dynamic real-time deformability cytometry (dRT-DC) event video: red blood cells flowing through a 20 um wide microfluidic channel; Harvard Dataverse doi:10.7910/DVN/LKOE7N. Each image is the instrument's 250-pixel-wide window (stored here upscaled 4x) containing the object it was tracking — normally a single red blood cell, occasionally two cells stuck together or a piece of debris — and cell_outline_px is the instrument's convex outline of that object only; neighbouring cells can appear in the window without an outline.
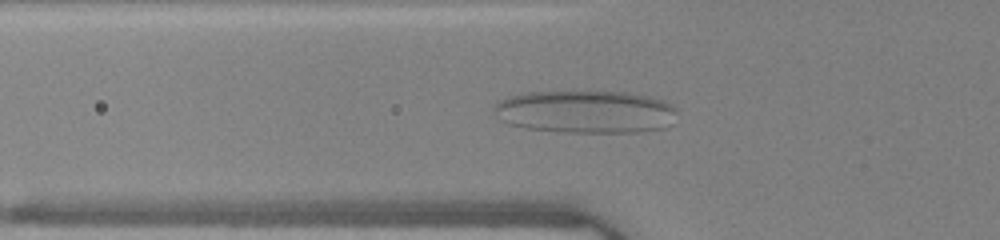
{"species": "human", "species_latin": "Homo sapiens", "temperature_condition": "warm", "stored_images_in_passage": 50, "camera_frame_rate_fps": 3000, "um_per_image_px": 0.085, "donor": {"sex": "female"}, "frame": {"image": 1, "passage_image": 18, "time_ms": 5.667, "image_size_px": [1000, 240], "cell_outline_px": [[676, 112], [672, 124], [664, 128], [636, 132], [564, 132], [524, 128], [508, 124], [500, 120], [496, 116], [492, 108], [500, 100], [508, 96], [528, 92], [628, 92], [648, 96], [664, 100], [672, 104], [676, 108]], "centroid_in_image_um": [49.77, 9.5], "position_along_channel_um": 76.0, "area_um2": 45.89}}
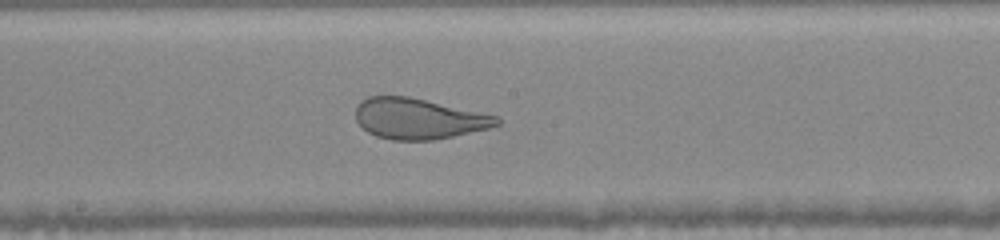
{"frame": {"image": 2, "passage_image": 28, "time_ms": 9.0, "image_size_px": [1000, 240], "cell_outline_px": [[500, 124], [488, 128], [452, 136], [432, 140], [392, 140], [376, 136], [368, 132], [356, 120], [356, 108], [360, 100], [368, 96], [408, 96], [500, 116]], "centroid_in_image_um": [35.57, 10.08], "position_along_channel_um": 212.6, "area_um2": 33.41}}
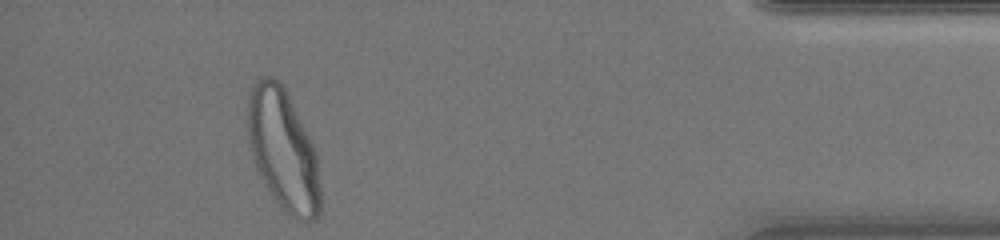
{"frame": {"image": 3, "passage_image": 46, "time_ms": 15.0, "image_size_px": [1000, 240], "cell_outline_px": [[320, 212], [316, 220], [308, 224], [304, 224], [292, 216], [276, 200], [264, 184], [260, 176], [252, 156], [248, 136], [248, 100], [252, 84], [256, 80], [264, 76], [272, 76], [284, 88], [316, 152], [320, 188]], "centroid_in_image_um": [24.07, 12.79], "position_along_channel_um": 411.1, "area_um2": 50.63}, "authors_computed_cell_mechanics": {"area_um2": 42.5986, "velocity_mm_per_s": 4.0723, "shape_relaxation_time_tau1_ms": 8.0926, "shape_relaxation_time_tau2_ms": null, "deformation_change_tau1": 0.2407, "deformation_change_tau2": null}}